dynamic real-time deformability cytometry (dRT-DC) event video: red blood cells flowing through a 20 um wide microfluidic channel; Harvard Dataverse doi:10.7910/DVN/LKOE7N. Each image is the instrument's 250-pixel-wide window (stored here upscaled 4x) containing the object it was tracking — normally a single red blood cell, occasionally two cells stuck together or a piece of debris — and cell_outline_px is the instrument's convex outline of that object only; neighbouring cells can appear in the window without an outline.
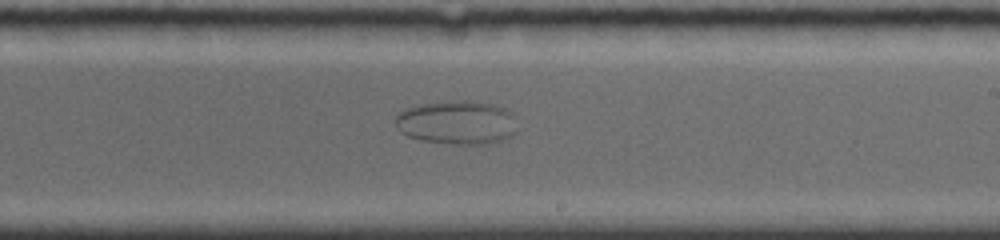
{"species": "common noctule bat (a hibernating species)", "species_latin": "Nyctalus noctula", "temperature_condition": "room temperature", "stored_images_in_passage": 40, "camera_frame_rate_fps": 4000, "um_per_image_px": 0.085, "animal": {"sex": "female", "body_mass_g": 19.0, "forearm_length_mm": 56.7}, "frame": {"image": 1, "passage_image": 20, "time_ms": 4.75, "image_size_px": [1000, 240], "cell_outline_px": [[516, 132], [512, 136], [504, 140], [484, 144], [456, 144], [420, 140], [408, 136], [400, 132], [396, 128], [396, 116], [400, 112], [408, 108], [424, 104], [456, 100], [464, 100], [492, 104], [504, 108], [512, 112]], "centroid_in_image_um": [38.85, 10.42], "position_along_channel_um": 250.1, "area_um2": 30.92}}